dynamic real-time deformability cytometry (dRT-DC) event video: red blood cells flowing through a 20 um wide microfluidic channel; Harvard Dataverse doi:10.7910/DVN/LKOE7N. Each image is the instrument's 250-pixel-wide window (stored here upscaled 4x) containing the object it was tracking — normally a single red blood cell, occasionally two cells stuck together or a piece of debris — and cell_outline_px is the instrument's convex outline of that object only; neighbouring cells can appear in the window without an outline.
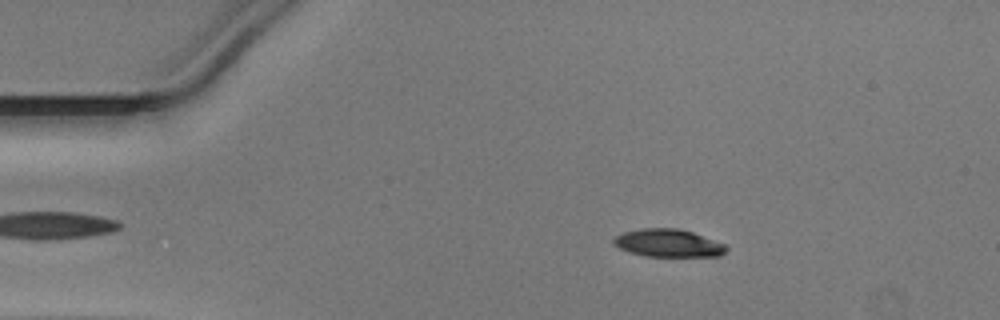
{"species": "Egyptian fruit bat (a non-hibernating species)", "species_latin": "Rousettus aegyptiacus", "temperature_condition": "warm", "stored_images_in_passage": 49, "camera_frame_rate_fps": 3000, "um_per_image_px": 0.085, "animal": {"sex": "male"}, "frame": {"image": 1, "passage_image": 8, "time_ms": 2.333, "image_size_px": [1000, 320], "cell_outline_px": [[728, 248], [720, 256], [644, 256], [628, 252], [612, 244], [612, 240], [616, 236], [624, 232], [640, 228], [676, 228], [692, 232], [724, 244]], "centroid_in_image_um": [56.75, 20.66], "position_along_channel_um": 28.2, "area_um2": 18.15}}
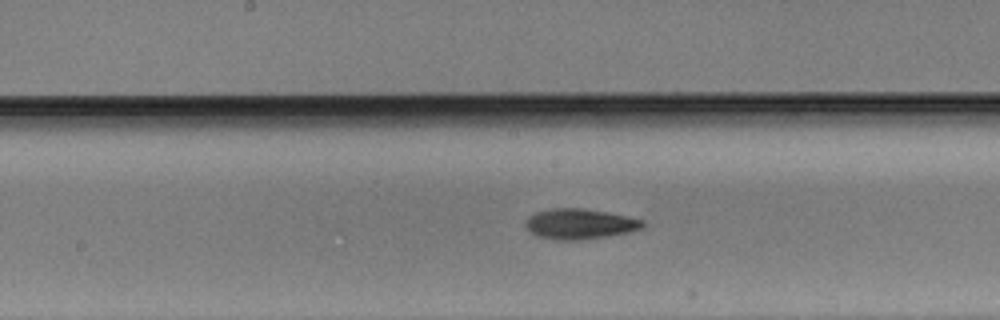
{"frame": {"image": 2, "passage_image": 25, "time_ms": 8.0, "image_size_px": [1000, 320], "cell_outline_px": [[644, 224], [640, 228], [628, 232], [608, 236], [580, 240], [556, 240], [540, 236], [532, 232], [524, 224], [536, 212], [552, 208], [580, 208], [608, 212], [644, 220]], "centroid_in_image_um": [49.3, 19.03], "position_along_channel_um": 198.9, "area_um2": 20.35}}
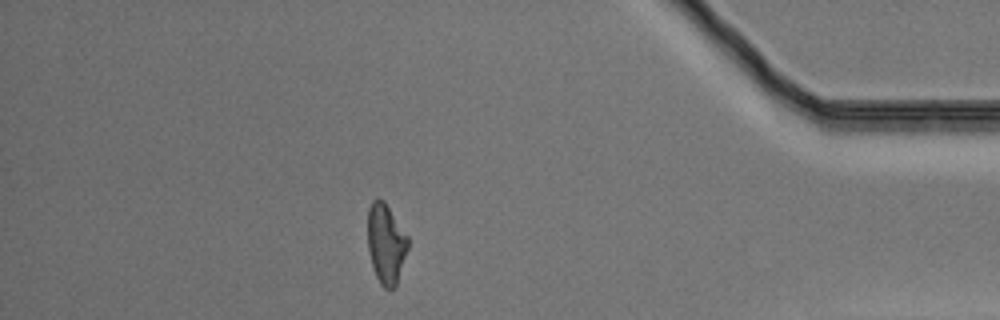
{"frame": {"image": 3, "passage_image": 43, "time_ms": 14.0, "image_size_px": [1000, 320], "cell_outline_px": [[408, 248], [396, 284], [392, 288], [384, 288], [380, 284], [376, 276], [372, 264], [368, 248], [368, 208], [372, 200], [376, 196], [384, 200], [408, 236]], "centroid_in_image_um": [32.8, 20.65], "position_along_channel_um": 402.4, "area_um2": 18.67}}